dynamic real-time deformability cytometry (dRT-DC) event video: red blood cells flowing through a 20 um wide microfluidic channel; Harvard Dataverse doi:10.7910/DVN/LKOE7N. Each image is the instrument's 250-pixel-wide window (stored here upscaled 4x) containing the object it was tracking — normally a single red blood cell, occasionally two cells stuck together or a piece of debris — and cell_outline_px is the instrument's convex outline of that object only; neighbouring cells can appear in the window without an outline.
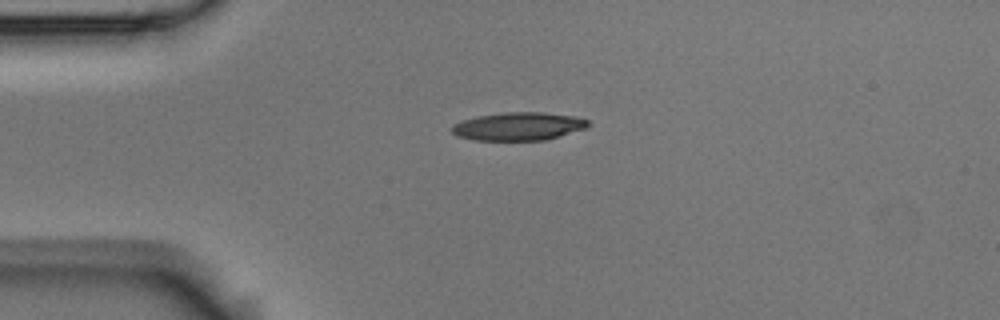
{"species": "Egyptian fruit bat (a non-hibernating species)", "species_latin": "Rousettus aegyptiacus", "temperature_condition": "room temperature", "stored_images_in_passage": 6, "camera_frame_rate_fps": 3000, "um_per_image_px": 0.085, "animal": {"sex": "male"}, "frame": {"image": 1, "passage_image": 6, "time_ms": 1.667, "image_size_px": [1000, 320], "cell_outline_px": [[588, 124], [584, 128], [544, 140], [472, 140], [456, 136], [452, 132], [452, 124], [460, 120], [476, 116], [504, 112], [544, 112], [576, 116], [588, 120]], "centroid_in_image_um": [43.99, 10.73], "position_along_channel_um": 41.0, "area_um2": 22.31}}